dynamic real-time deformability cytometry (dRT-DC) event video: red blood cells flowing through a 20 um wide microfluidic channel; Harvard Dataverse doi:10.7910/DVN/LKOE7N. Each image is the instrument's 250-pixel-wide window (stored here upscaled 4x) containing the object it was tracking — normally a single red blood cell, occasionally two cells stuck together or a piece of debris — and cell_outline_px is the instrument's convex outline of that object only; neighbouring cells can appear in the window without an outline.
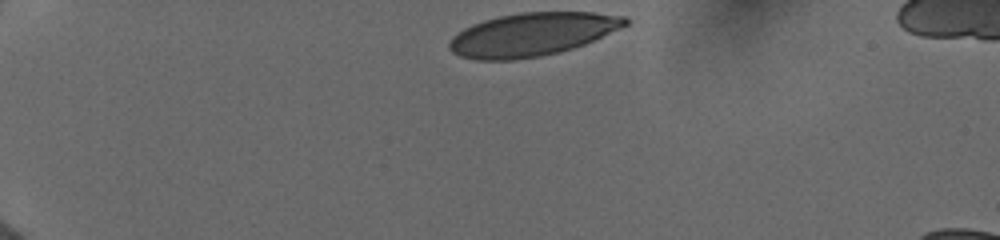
{"species": "human", "species_latin": "Homo sapiens", "temperature_condition": "cold", "stored_images_in_passage": 10, "camera_frame_rate_fps": 3000, "um_per_image_px": 0.085, "donor": {"sex": "female"}, "frame": {"image": 1, "passage_image": 1, "time_ms": 0.0, "image_size_px": [1000, 240], "cell_outline_px": [[628, 24], [620, 28], [584, 44], [560, 52], [540, 56], [516, 60], [476, 60], [460, 56], [452, 52], [448, 48], [448, 44], [452, 36], [464, 28], [472, 24], [484, 20], [500, 16], [520, 12], [592, 12], [628, 16]], "centroid_in_image_um": [45.21, 2.92], "position_along_channel_um": 39.8, "area_um2": 44.33}}
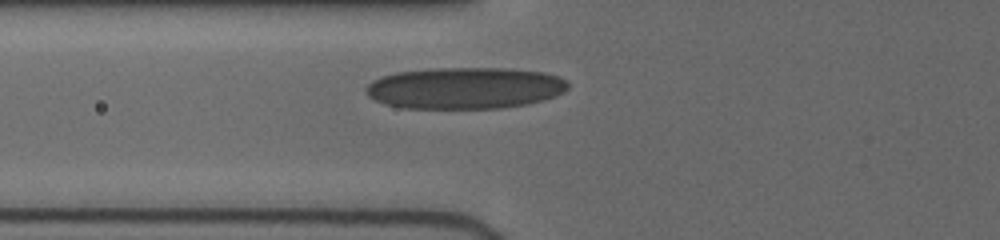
{"frame": {"image": 2, "passage_image": 6, "time_ms": 3.0, "image_size_px": [1000, 240], "cell_outline_px": [[568, 88], [564, 92], [540, 100], [524, 104], [500, 108], [404, 108], [384, 104], [368, 96], [364, 92], [364, 88], [372, 80], [396, 72], [432, 68], [508, 68], [544, 72], [560, 76], [568, 84]], "centroid_in_image_um": [39.48, 7.47], "position_along_channel_um": 86.3, "area_um2": 48.96}}
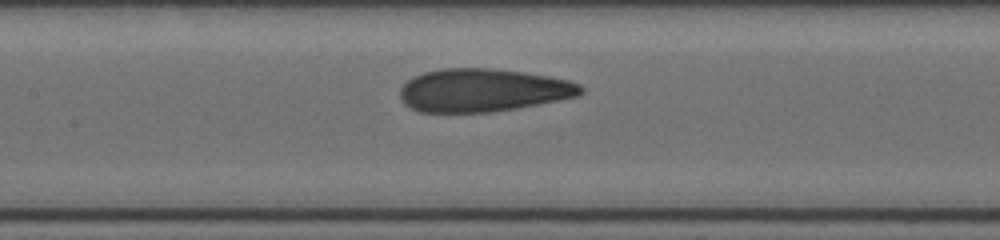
{"frame": {"image": 3, "passage_image": 9, "time_ms": 5.0, "image_size_px": [1000, 240], "cell_outline_px": [[584, 92], [576, 96], [516, 108], [492, 112], [420, 112], [404, 104], [400, 100], [400, 88], [412, 76], [424, 72], [440, 68], [492, 68], [524, 72], [548, 76], [568, 80], [580, 84], [584, 88]], "centroid_in_image_um": [41.01, 7.66], "position_along_channel_um": 166.4, "area_um2": 45.37}}